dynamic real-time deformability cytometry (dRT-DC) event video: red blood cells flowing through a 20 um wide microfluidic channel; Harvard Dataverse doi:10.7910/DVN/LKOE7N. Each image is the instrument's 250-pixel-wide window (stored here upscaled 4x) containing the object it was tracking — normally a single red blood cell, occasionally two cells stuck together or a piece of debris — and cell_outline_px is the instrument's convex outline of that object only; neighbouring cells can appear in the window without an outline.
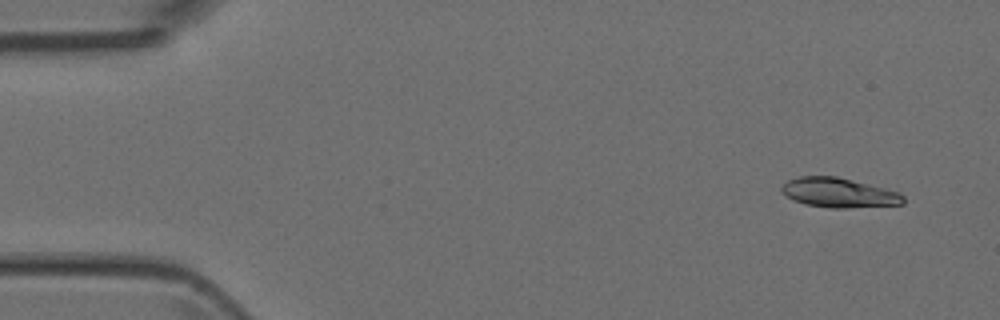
{"species": "Egyptian fruit bat (a non-hibernating species)", "species_latin": "Rousettus aegyptiacus", "temperature_condition": "room temperature", "stored_images_in_passage": 6, "camera_frame_rate_fps": 3000, "um_per_image_px": 0.085, "animal": {"sex": "female"}, "frame": {"image": 1, "passage_image": 2, "time_ms": 1.0, "image_size_px": [1000, 320], "cell_outline_px": [[904, 204], [848, 208], [828, 208], [804, 204], [792, 200], [780, 192], [780, 188], [788, 180], [800, 176], [836, 176], [900, 192], [904, 196]], "centroid_in_image_um": [71.27, 16.39], "position_along_channel_um": 13.7, "area_um2": 21.1}}
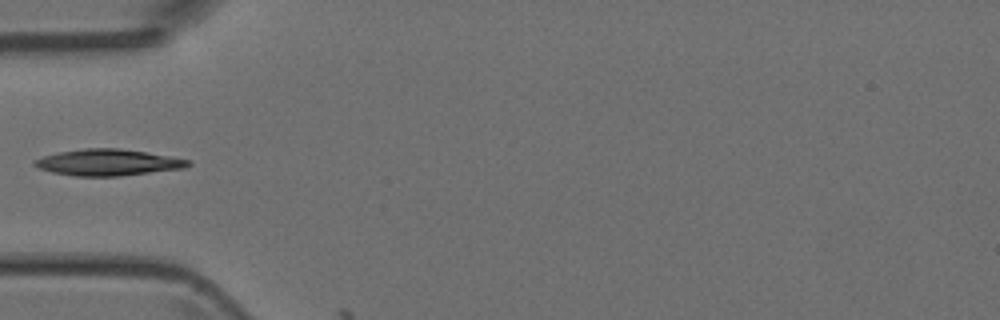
{"frame": {"image": 2, "passage_image": 5, "time_ms": 5.333, "image_size_px": [1000, 320], "cell_outline_px": [[192, 164], [184, 168], [120, 176], [76, 176], [52, 172], [40, 168], [32, 164], [32, 160], [44, 156], [60, 152], [84, 148], [120, 148], [144, 152], [188, 160]], "centroid_in_image_um": [9.13, 13.81], "position_along_channel_um": 75.9, "area_um2": 23.29}}